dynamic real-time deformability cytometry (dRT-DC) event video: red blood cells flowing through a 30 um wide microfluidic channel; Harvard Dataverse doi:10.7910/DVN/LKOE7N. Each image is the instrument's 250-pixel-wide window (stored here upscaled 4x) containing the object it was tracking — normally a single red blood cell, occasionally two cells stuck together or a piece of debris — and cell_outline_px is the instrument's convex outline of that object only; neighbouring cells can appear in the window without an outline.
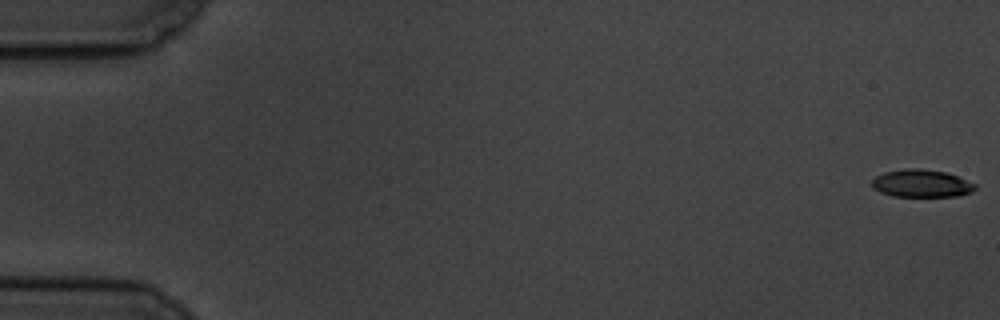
{"species": "common noctule bat (a hibernating species)", "species_latin": "Nyctalus noctula", "temperature_condition": "cold", "stored_images_in_passage": 5, "camera_frame_rate_fps": 3000, "um_per_image_px": 0.085, "animal": {"sex": "male", "body_mass_g": 19.5, "forearm_length_mm": 54.6}, "frame": {"image": 1, "passage_image": 1, "time_ms": 0.0, "image_size_px": [1000, 320], "cell_outline_px": [[976, 188], [972, 192], [960, 196], [892, 196], [880, 192], [872, 188], [872, 180], [876, 176], [884, 172], [904, 168], [920, 168], [944, 172], [956, 176], [976, 184]], "centroid_in_image_um": [78.31, 15.59], "position_along_channel_um": 6.7, "area_um2": 16.65}}
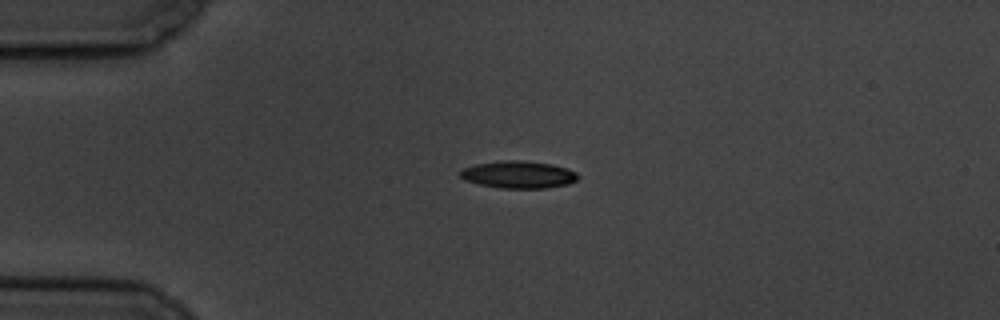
{"frame": {"image": 2, "passage_image": 4, "time_ms": 4.667, "image_size_px": [1000, 320], "cell_outline_px": [[580, 176], [576, 180], [568, 184], [544, 188], [500, 188], [480, 184], [464, 180], [460, 176], [460, 172], [464, 168], [476, 164], [508, 160], [516, 160], [552, 164], [568, 168], [576, 172]], "centroid_in_image_um": [44.1, 14.84], "position_along_channel_um": 40.9, "area_um2": 18.55}}